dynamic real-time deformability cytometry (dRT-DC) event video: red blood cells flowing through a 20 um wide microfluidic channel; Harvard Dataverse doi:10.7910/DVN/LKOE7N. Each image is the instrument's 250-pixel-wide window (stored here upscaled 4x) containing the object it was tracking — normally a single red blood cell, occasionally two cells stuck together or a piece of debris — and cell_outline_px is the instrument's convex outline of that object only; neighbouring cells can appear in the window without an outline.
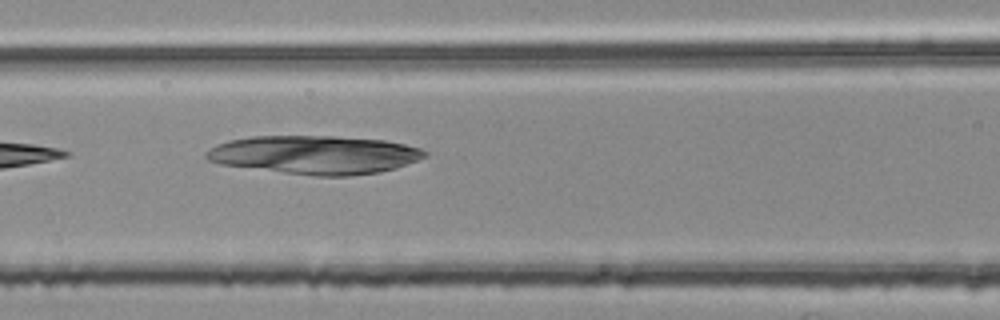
{"species": "common noctule bat (a hibernating species)", "species_latin": "Nyctalus noctula", "temperature_condition": "room temperature", "stored_images_in_passage": 8, "camera_frame_rate_fps": 3000, "um_per_image_px": 0.085, "animal": {"sex": "female", "body_mass_g": 25.1}, "frame": {"image": 1, "passage_image": 8, "time_ms": 2.333, "image_size_px": [1000, 320], "cell_outline_px": [[428, 156], [396, 168], [380, 172], [348, 176], [316, 176], [220, 164], [208, 160], [204, 156], [204, 152], [208, 148], [216, 144], [232, 140], [252, 136], [332, 136], [384, 140], [404, 144], [420, 148], [428, 152]], "centroid_in_image_um": [26.76, 13.15], "position_along_channel_um": 139.8, "area_um2": 48.9}}